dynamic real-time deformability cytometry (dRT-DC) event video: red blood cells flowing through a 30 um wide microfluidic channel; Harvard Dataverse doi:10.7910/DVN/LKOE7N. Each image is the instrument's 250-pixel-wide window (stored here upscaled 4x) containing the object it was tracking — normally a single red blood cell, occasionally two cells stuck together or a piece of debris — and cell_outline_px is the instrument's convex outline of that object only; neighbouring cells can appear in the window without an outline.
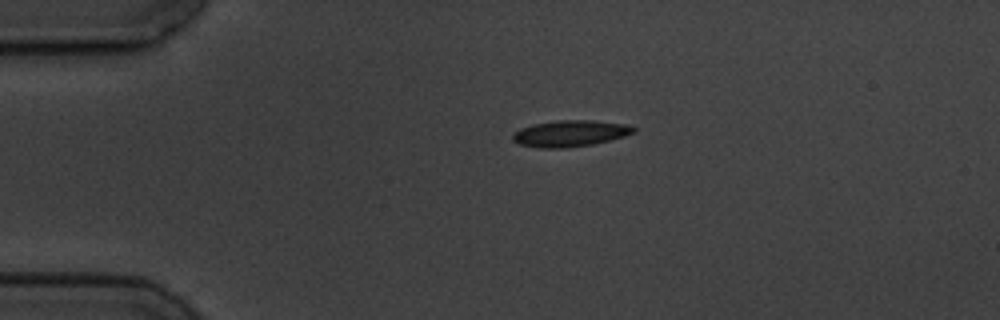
{"species": "common noctule bat (a hibernating species)", "species_latin": "Nyctalus noctula", "temperature_condition": "cold", "stored_images_in_passage": 2, "camera_frame_rate_fps": 3000, "um_per_image_px": 0.085, "animal": {"sex": "male", "body_mass_g": 19.5, "forearm_length_mm": 54.6}, "frame": {"image": 1, "passage_image": 1, "time_ms": 0.0, "image_size_px": [1000, 320], "cell_outline_px": [[636, 132], [624, 136], [592, 144], [564, 148], [540, 148], [520, 144], [512, 140], [512, 132], [520, 128], [532, 124], [560, 120], [592, 120], [628, 124], [636, 128]], "centroid_in_image_um": [48.44, 11.33], "position_along_channel_um": 36.6, "area_um2": 18.61}}